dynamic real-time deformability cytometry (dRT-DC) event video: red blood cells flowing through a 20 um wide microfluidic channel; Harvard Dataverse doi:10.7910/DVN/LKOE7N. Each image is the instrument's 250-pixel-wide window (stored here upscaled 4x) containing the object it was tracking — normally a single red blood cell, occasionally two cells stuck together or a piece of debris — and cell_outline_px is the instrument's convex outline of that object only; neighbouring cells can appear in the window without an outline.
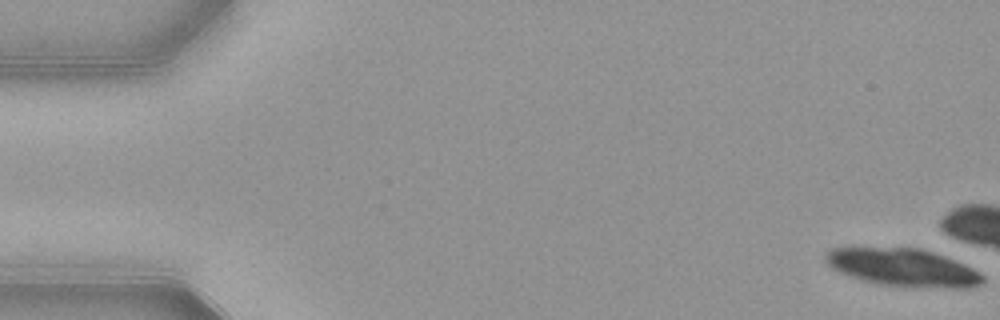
{"species": "common noctule bat (a hibernating species)", "species_latin": "Nyctalus noctula", "temperature_condition": "warm", "stored_images_in_passage": 7, "camera_frame_rate_fps": 3000, "um_per_image_px": 0.085, "animal": {"sex": "female", "body_mass_g": 21.9}, "frame": {"image": 1, "passage_image": 1, "time_ms": 0.0, "image_size_px": [1000, 320], "cell_outline_px": [[984, 280], [980, 284], [968, 288], [916, 288], [880, 284], [864, 280], [840, 272], [832, 268], [824, 260], [824, 256], [832, 248], [920, 248], [944, 256], [964, 264], [972, 268], [984, 276]], "centroid_in_image_um": [76.78, 22.75], "position_along_channel_um": 8.2, "area_um2": 34.39}}